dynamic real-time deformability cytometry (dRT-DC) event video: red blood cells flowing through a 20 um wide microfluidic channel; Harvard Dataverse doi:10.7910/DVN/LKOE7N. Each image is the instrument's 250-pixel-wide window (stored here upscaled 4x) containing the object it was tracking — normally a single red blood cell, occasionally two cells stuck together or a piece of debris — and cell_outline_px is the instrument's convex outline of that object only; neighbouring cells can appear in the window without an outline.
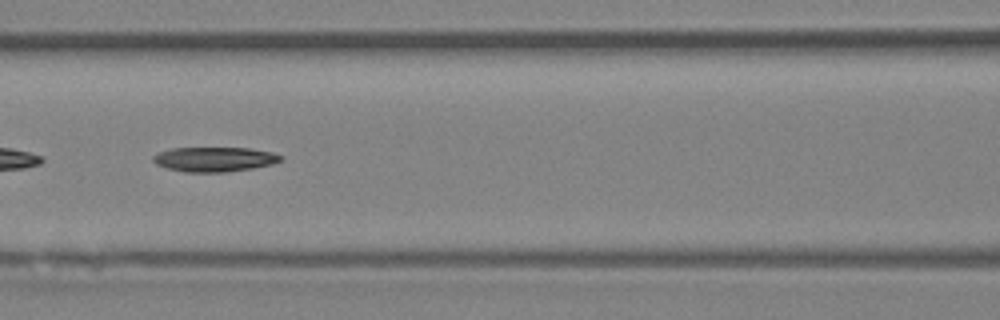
{"species": "Egyptian fruit bat (a non-hibernating species)", "species_latin": "Rousettus aegyptiacus", "temperature_condition": "room temperature", "stored_images_in_passage": 33, "camera_frame_rate_fps": 3000, "um_per_image_px": 0.085, "animal": {"sex": "female"}, "frame": {"image": 1, "passage_image": 10, "time_ms": 3.0, "image_size_px": [1000, 320], "cell_outline_px": [[284, 160], [272, 164], [252, 168], [228, 172], [184, 172], [168, 168], [156, 164], [152, 160], [152, 156], [160, 152], [172, 148], [248, 148], [272, 152], [284, 156]], "centroid_in_image_um": [18.26, 13.54], "position_along_channel_um": 148.3, "area_um2": 18.38}}